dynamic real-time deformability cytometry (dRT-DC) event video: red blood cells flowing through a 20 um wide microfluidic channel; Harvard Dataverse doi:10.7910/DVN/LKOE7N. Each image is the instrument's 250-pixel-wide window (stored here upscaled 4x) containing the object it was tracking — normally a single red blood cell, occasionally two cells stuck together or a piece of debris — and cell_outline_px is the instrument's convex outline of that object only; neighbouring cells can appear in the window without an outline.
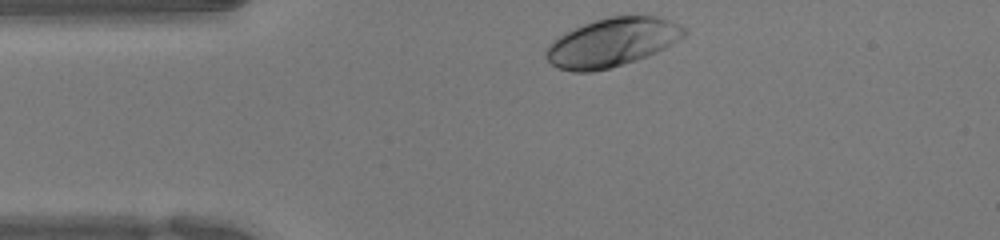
{"species": "human", "species_latin": "Homo sapiens", "temperature_condition": "warm", "stored_images_in_passage": 32, "camera_frame_rate_fps": 3000, "um_per_image_px": 0.085, "donor": {"sex": "female"}, "frame": {"image": 1, "passage_image": 1, "time_ms": 0.0, "image_size_px": [1000, 240], "cell_outline_px": [[688, 32], [684, 36], [664, 48], [648, 56], [624, 64], [592, 72], [572, 72], [556, 68], [544, 56], [544, 52], [548, 44], [552, 40], [584, 24], [608, 16], [656, 16], [668, 20], [688, 28]], "centroid_in_image_um": [52.01, 3.61], "position_along_channel_um": 33.0, "area_um2": 39.02}}
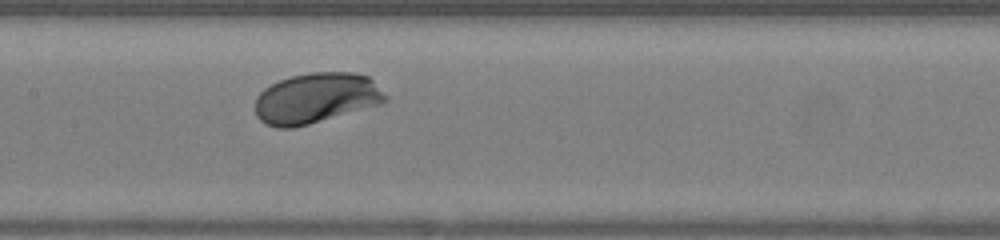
{"frame": {"image": 2, "passage_image": 15, "time_ms": 4.667, "image_size_px": [1000, 240], "cell_outline_px": [[388, 100], [384, 104], [308, 124], [292, 128], [276, 128], [264, 124], [256, 116], [256, 96], [264, 88], [280, 80], [292, 76], [312, 72], [352, 72], [368, 76], [388, 96]], "centroid_in_image_um": [26.89, 8.35], "position_along_channel_um": 180.5, "area_um2": 38.49}}
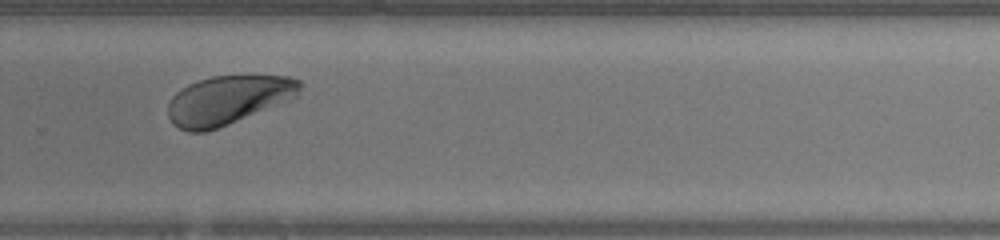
{"frame": {"image": 3, "passage_image": 25, "time_ms": 8.0, "image_size_px": [1000, 240], "cell_outline_px": [[300, 92], [296, 96], [228, 124], [208, 132], [188, 132], [172, 124], [168, 116], [168, 104], [172, 96], [180, 88], [196, 80], [212, 76], [288, 76], [300, 80]], "centroid_in_image_um": [19.3, 8.5], "position_along_channel_um": 310.5, "area_um2": 37.17}, "authors_computed_cell_mechanics": {"area_um2": 37.57, "velocity_mm_per_s": 3.9067, "shape_relaxation_time_tau1_ms": 1.3773, "shape_relaxation_time_tau2_ms": 5.0332, "deformation_change_tau1": 0.109, "deformation_change_tau2": 0.0995}}